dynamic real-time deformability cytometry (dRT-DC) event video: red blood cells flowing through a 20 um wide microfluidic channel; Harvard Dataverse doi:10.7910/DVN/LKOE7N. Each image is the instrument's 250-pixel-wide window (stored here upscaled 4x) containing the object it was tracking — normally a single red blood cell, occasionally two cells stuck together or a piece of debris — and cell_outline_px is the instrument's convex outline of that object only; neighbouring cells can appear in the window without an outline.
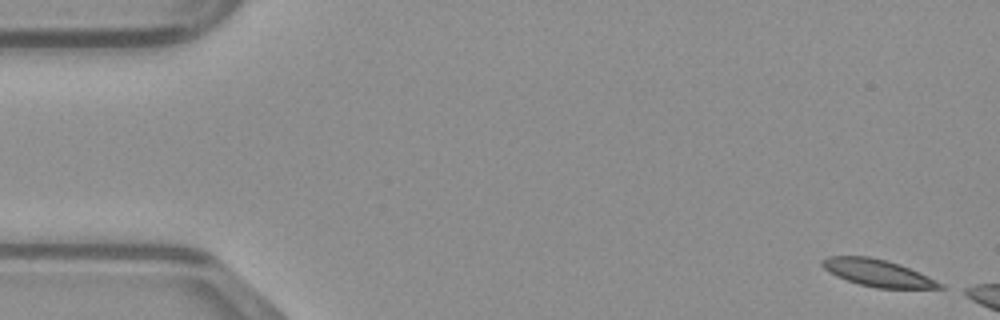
{"species": "common noctule bat (a hibernating species)", "species_latin": "Nyctalus noctula", "temperature_condition": "warm", "stored_images_in_passage": 9, "camera_frame_rate_fps": 3000, "um_per_image_px": 0.085, "animal": {"sex": "male", "body_mass_g": 23.1, "forearm_length_mm": 52.7}, "frame": {"image": 1, "passage_image": 1, "time_ms": 0.0, "image_size_px": [1000, 320], "cell_outline_px": [[948, 288], [876, 288], [860, 284], [836, 276], [828, 272], [820, 264], [820, 260], [828, 256], [868, 256], [888, 260], [900, 264], [928, 276], [944, 284]], "centroid_in_image_um": [74.6, 23.19], "position_along_channel_um": 10.4, "area_um2": 18.61}}